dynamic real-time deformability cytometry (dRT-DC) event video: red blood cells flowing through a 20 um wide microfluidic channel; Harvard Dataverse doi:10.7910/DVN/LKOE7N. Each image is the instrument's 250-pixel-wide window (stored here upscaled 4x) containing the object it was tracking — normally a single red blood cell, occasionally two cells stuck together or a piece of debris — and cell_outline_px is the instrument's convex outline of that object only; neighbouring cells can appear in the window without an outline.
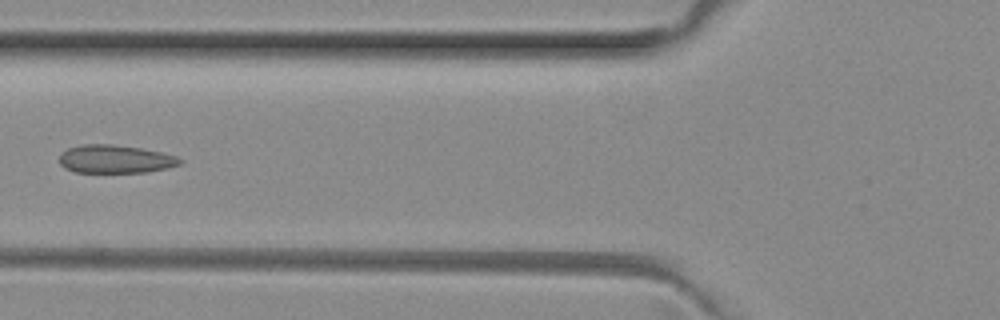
{"species": "common noctule bat (a hibernating species)", "species_latin": "Nyctalus noctula", "temperature_condition": "room temperature", "stored_images_in_passage": 6, "camera_frame_rate_fps": 3000, "um_per_image_px": 0.085, "animal": {"sex": "female", "body_mass_g": 29.2, "forearm_length_mm": 56.3}, "frame": {"image": 1, "passage_image": 5, "time_ms": 1.333, "image_size_px": [1000, 320], "cell_outline_px": [[184, 160], [180, 164], [148, 172], [76, 172], [64, 168], [60, 164], [60, 156], [68, 148], [84, 144], [112, 144], [140, 148], [160, 152], [176, 156]], "centroid_in_image_um": [9.79, 13.52], "position_along_channel_um": 116.0, "area_um2": 19.59}}
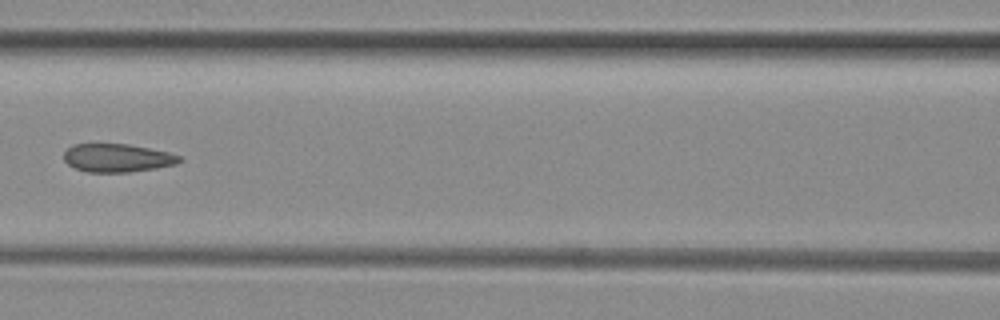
{"frame": {"image": 2, "passage_image": 6, "time_ms": 1.667, "image_size_px": [1000, 320], "cell_outline_px": [[184, 160], [176, 164], [156, 168], [128, 172], [88, 172], [76, 168], [68, 164], [64, 160], [64, 152], [72, 144], [128, 144], [168, 152], [180, 156]], "centroid_in_image_um": [9.98, 13.42], "position_along_channel_um": 156.6, "area_um2": 18.96}}